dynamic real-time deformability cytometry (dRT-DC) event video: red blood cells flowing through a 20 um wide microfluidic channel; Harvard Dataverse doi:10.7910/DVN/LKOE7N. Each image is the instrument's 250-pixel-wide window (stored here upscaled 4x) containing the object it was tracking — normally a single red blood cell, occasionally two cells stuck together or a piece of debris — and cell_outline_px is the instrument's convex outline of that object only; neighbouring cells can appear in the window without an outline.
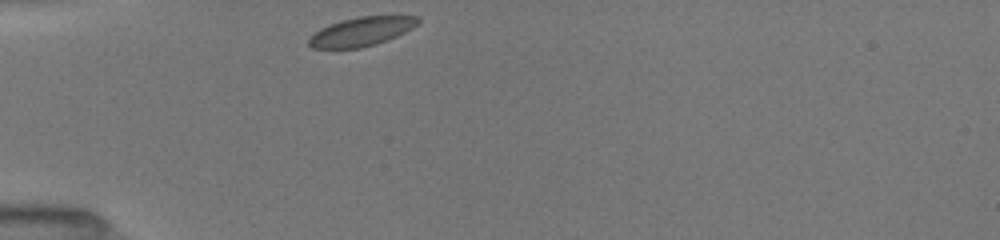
{"species": "common noctule bat (a hibernating species)", "species_latin": "Nyctalus noctula", "temperature_condition": "room temperature", "stored_images_in_passage": 30, "camera_frame_rate_fps": 3000, "um_per_image_px": 0.085, "animal": {"sex": "female", "body_mass_g": 19.5, "forearm_length_mm": 54.1}, "frame": {"image": 1, "passage_image": 1, "time_ms": 0.0, "image_size_px": [1000, 240], "cell_outline_px": [[420, 20], [412, 28], [396, 36], [376, 44], [360, 48], [312, 48], [308, 44], [308, 36], [320, 28], [328, 24], [340, 20], [360, 16], [420, 16]], "centroid_in_image_um": [30.67, 2.68], "position_along_channel_um": 54.3, "area_um2": 18.44}}
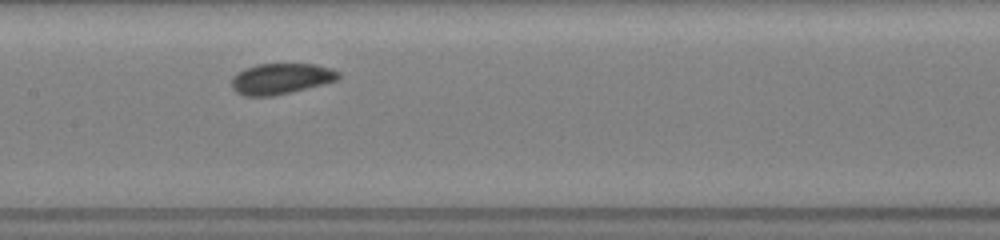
{"frame": {"image": 2, "passage_image": 12, "time_ms": 3.667, "image_size_px": [1000, 240], "cell_outline_px": [[340, 76], [336, 80], [292, 92], [272, 96], [244, 96], [236, 92], [232, 88], [232, 76], [236, 72], [244, 68], [256, 64], [316, 64], [332, 68], [340, 72]], "centroid_in_image_um": [23.85, 6.68], "position_along_channel_um": 183.6, "area_um2": 19.31}}
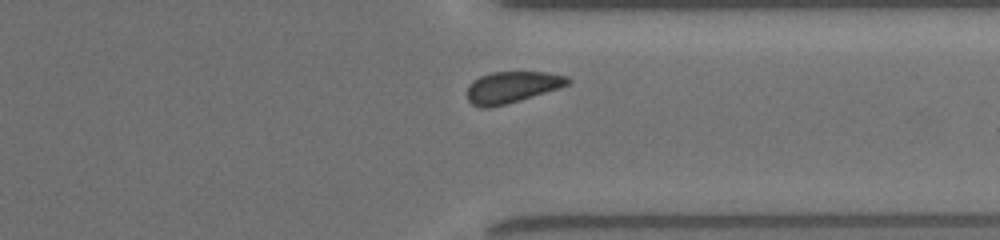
{"frame": {"image": 3, "passage_image": 26, "time_ms": 8.333, "image_size_px": [1000, 240], "cell_outline_px": [[572, 80], [568, 84], [520, 100], [488, 108], [480, 108], [472, 104], [468, 100], [468, 88], [480, 76], [492, 72], [548, 72], [568, 76]], "centroid_in_image_um": [43.53, 7.4], "position_along_channel_um": 367.9, "area_um2": 18.03}, "authors_computed_cell_mechanics": {"area_um2": 18.9584, "velocity_mm_per_s": 3.9441, "shape_relaxation_time_tau1_ms": 3.9436, "shape_relaxation_time_tau2_ms": null, "deformation_change_tau1": 0.067, "deformation_change_tau2": null}}